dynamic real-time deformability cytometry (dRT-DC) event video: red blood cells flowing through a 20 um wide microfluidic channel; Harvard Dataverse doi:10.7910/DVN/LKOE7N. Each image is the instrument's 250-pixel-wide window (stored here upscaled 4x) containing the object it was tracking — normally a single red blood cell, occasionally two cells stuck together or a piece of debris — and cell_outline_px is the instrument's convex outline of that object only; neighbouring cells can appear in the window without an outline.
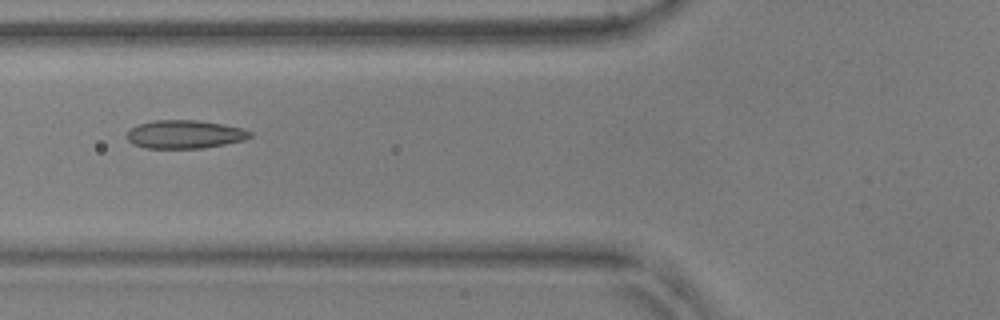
{"species": "common noctule bat (a hibernating species)", "species_latin": "Nyctalus noctula", "temperature_condition": "warm", "stored_images_in_passage": 53, "camera_frame_rate_fps": 3000, "um_per_image_px": 0.085, "animal": {"sex": "male", "body_mass_g": 17.9, "forearm_length_mm": 54.2}, "frame": {"image": 1, "passage_image": 21, "time_ms": 6.667, "image_size_px": [1000, 320], "cell_outline_px": [[252, 136], [244, 140], [204, 148], [144, 148], [132, 144], [124, 136], [136, 124], [156, 120], [196, 120], [224, 124], [240, 128], [252, 132]], "centroid_in_image_um": [15.67, 11.42], "position_along_channel_um": 110.1, "area_um2": 20.4}}
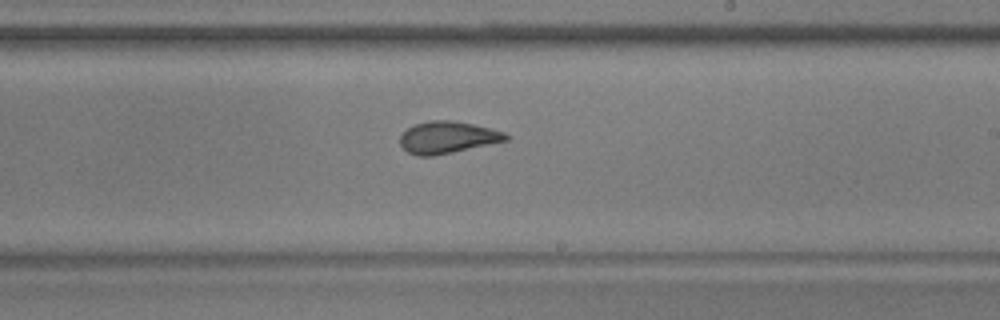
{"frame": {"image": 2, "passage_image": 32, "time_ms": 10.333, "image_size_px": [1000, 320], "cell_outline_px": [[508, 140], [452, 152], [432, 156], [416, 156], [408, 152], [400, 144], [400, 136], [412, 124], [432, 120], [452, 120], [492, 128], [504, 132], [508, 136]], "centroid_in_image_um": [38.02, 11.67], "position_along_channel_um": 251.0, "area_um2": 19.59}}
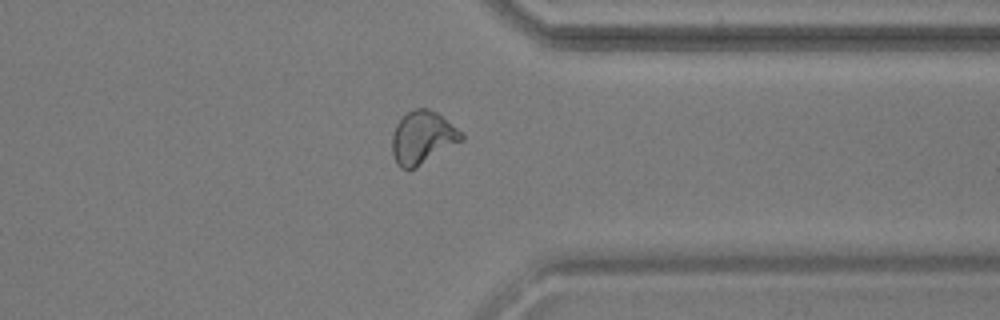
{"frame": {"image": 3, "passage_image": 42, "time_ms": 13.667, "image_size_px": [1000, 320], "cell_outline_px": [[464, 140], [416, 168], [408, 172], [400, 168], [396, 164], [392, 152], [392, 136], [396, 124], [408, 112], [416, 108], [428, 108], [436, 112], [464, 132]], "centroid_in_image_um": [35.93, 11.73], "position_along_channel_um": 375.5, "area_um2": 21.68}, "authors_computed_cell_mechanics": {"area_um2": 20.4034, "velocity_mm_per_s": 3.8393, "shape_relaxation_time_tau1_ms": 8.6867, "shape_relaxation_time_tau2_ms": 1.3018, "deformation_change_tau1": 0.2026, "deformation_change_tau2": 0.065}}